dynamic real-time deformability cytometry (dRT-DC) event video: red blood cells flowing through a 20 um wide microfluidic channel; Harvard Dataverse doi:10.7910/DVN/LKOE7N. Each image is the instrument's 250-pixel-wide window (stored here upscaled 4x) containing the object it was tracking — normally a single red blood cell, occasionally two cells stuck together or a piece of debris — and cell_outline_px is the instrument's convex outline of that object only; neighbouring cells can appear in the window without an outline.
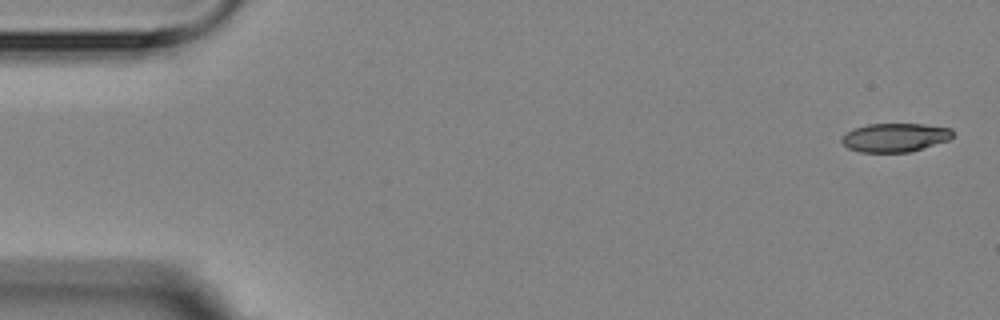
{"species": "Egyptian fruit bat (a non-hibernating species)", "species_latin": "Rousettus aegyptiacus", "temperature_condition": "room temperature", "stored_images_in_passage": 4, "camera_frame_rate_fps": 3000, "um_per_image_px": 0.085, "animal": {"sex": "female"}, "frame": {"image": 1, "passage_image": 1, "time_ms": 0.0, "image_size_px": [1000, 320], "cell_outline_px": [[952, 136], [948, 140], [908, 152], [860, 152], [848, 148], [840, 140], [840, 136], [852, 128], [868, 124], [924, 124], [952, 128]], "centroid_in_image_um": [76.02, 11.67], "position_along_channel_um": 9.0, "area_um2": 18.55}}
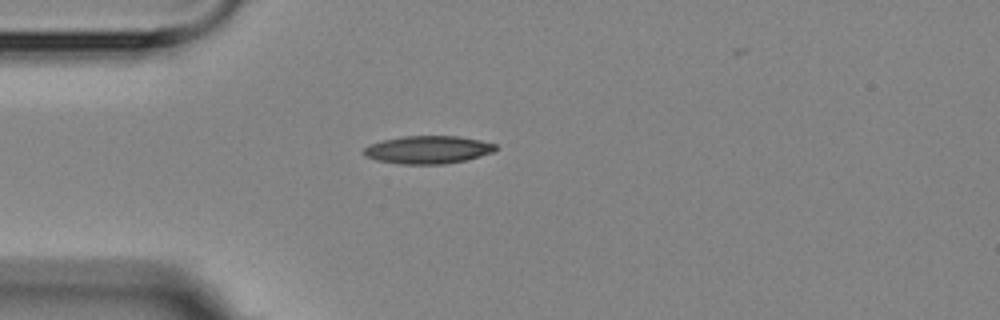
{"frame": {"image": 2, "passage_image": 4, "time_ms": 4.333, "image_size_px": [1000, 320], "cell_outline_px": [[496, 148], [492, 152], [480, 156], [464, 160], [444, 164], [400, 164], [376, 160], [364, 156], [364, 148], [372, 144], [384, 140], [404, 136], [460, 136], [480, 140], [496, 144]], "centroid_in_image_um": [36.38, 12.73], "position_along_channel_um": 48.6, "area_um2": 21.21}}